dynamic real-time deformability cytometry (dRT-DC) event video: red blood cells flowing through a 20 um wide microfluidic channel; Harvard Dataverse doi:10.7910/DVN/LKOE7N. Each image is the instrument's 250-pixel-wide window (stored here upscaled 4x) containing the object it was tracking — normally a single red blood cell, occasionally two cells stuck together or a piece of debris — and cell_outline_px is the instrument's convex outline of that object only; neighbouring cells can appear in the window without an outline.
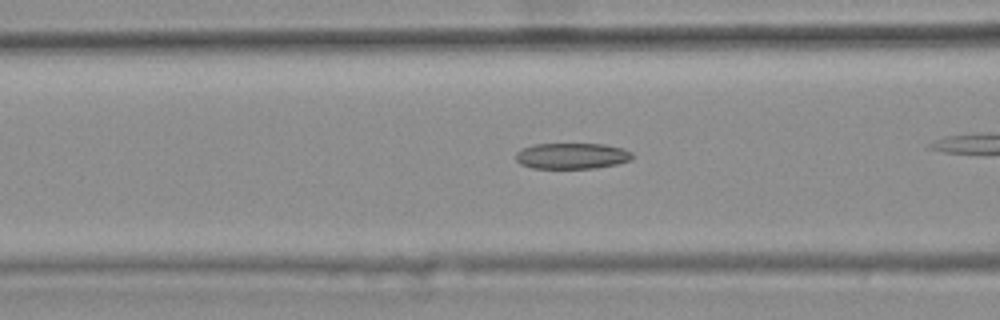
{"species": "common noctule bat (a hibernating species)", "species_latin": "Nyctalus noctula", "temperature_condition": "warm", "stored_images_in_passage": 49, "camera_frame_rate_fps": 3000, "um_per_image_px": 0.085, "animal": {"sex": "female", "body_mass_g": 25.1}, "frame": {"image": 1, "passage_image": 22, "time_ms": 7.0, "image_size_px": [1000, 320], "cell_outline_px": [[632, 160], [616, 164], [596, 168], [532, 168], [520, 164], [516, 160], [516, 152], [520, 148], [532, 144], [604, 144], [624, 148], [632, 152]], "centroid_in_image_um": [48.6, 13.25], "position_along_channel_um": 118.0, "area_um2": 17.8}, "authors_computed_cell_mechanics": {"area_um2": 17.918, "velocity_mm_per_s": 3.7646, "shape_relaxation_time_tau1_ms": null, "shape_relaxation_time_tau2_ms": 7.3472, "deformation_change_tau1": null, "deformation_change_tau2": 0.1578}}